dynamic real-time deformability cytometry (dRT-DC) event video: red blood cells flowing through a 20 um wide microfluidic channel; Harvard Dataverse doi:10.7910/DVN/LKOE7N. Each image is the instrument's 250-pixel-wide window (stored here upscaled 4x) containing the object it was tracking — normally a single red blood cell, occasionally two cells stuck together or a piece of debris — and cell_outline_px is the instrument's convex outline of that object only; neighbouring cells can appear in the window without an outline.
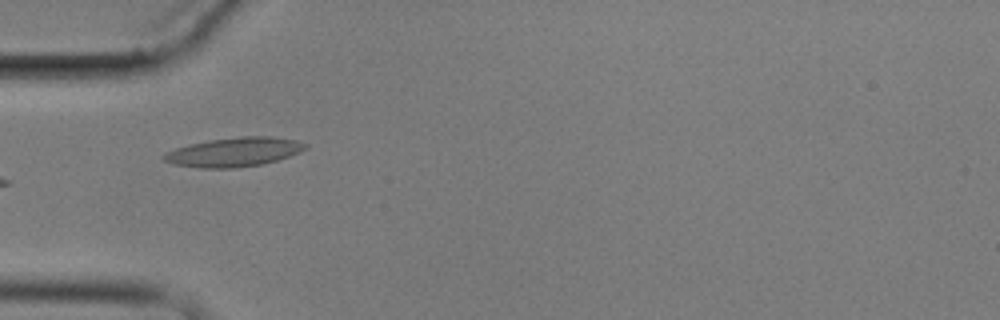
{"species": "common noctule bat (a hibernating species)", "species_latin": "Nyctalus noctula", "temperature_condition": "cold", "stored_images_in_passage": 7, "camera_frame_rate_fps": 3000, "um_per_image_px": 0.085, "animal": {"sex": "male", "body_mass_g": 17.9}, "frame": {"image": 1, "passage_image": 6, "time_ms": 6.333, "image_size_px": [1000, 320], "cell_outline_px": [[308, 148], [300, 152], [264, 164], [236, 168], [200, 168], [176, 164], [164, 160], [160, 156], [164, 152], [176, 148], [208, 140], [240, 136], [272, 136], [296, 140], [308, 144]], "centroid_in_image_um": [19.91, 12.92], "position_along_channel_um": 65.1, "area_um2": 24.1}}
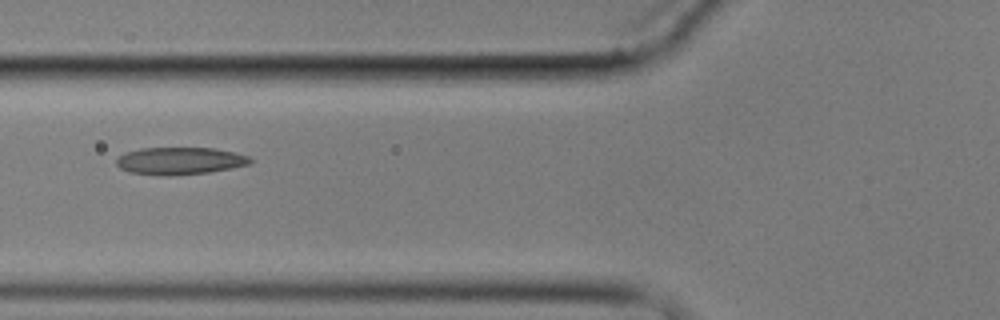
{"frame": {"image": 2, "passage_image": 7, "time_ms": 7.667, "image_size_px": [1000, 320], "cell_outline_px": [[252, 160], [248, 164], [232, 168], [208, 172], [168, 176], [160, 176], [128, 172], [120, 168], [116, 164], [116, 160], [124, 152], [140, 148], [212, 148], [232, 152], [248, 156]], "centroid_in_image_um": [15.22, 13.68], "position_along_channel_um": 110.6, "area_um2": 21.27}}